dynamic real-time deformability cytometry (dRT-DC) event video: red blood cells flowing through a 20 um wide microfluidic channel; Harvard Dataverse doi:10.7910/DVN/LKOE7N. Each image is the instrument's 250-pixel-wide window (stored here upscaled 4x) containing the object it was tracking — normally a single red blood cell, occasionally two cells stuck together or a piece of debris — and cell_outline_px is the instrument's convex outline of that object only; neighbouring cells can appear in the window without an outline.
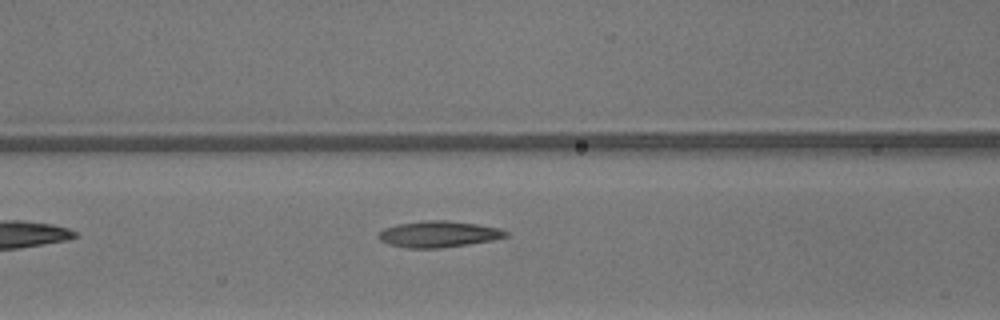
{"species": "common noctule bat (a hibernating species)", "species_latin": "Nyctalus noctula", "temperature_condition": "warm", "stored_images_in_passage": 18, "camera_frame_rate_fps": 3000, "um_per_image_px": 0.085, "animal": {"sex": "male", "body_mass_g": 13.3}, "frame": {"image": 1, "passage_image": 5, "time_ms": 1.333, "image_size_px": [1000, 320], "cell_outline_px": [[508, 236], [492, 240], [468, 244], [440, 248], [404, 248], [388, 244], [380, 240], [376, 236], [384, 228], [400, 224], [424, 220], [448, 220], [476, 224], [500, 228], [508, 232]], "centroid_in_image_um": [37.26, 19.9], "position_along_channel_um": 129.3, "area_um2": 19.48}}
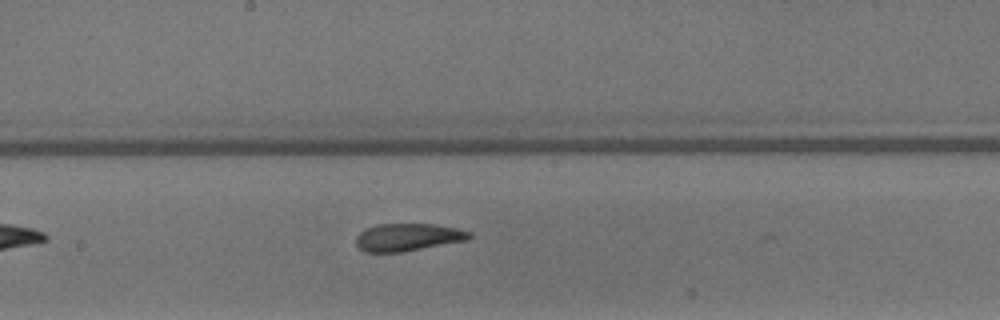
{"frame": {"image": 2, "passage_image": 11, "time_ms": 3.333, "image_size_px": [1000, 320], "cell_outline_px": [[472, 236], [468, 240], [404, 252], [364, 252], [356, 244], [356, 236], [360, 232], [376, 224], [436, 224], [456, 228], [472, 232]], "centroid_in_image_um": [34.69, 20.16], "position_along_channel_um": 213.5, "area_um2": 18.32}}
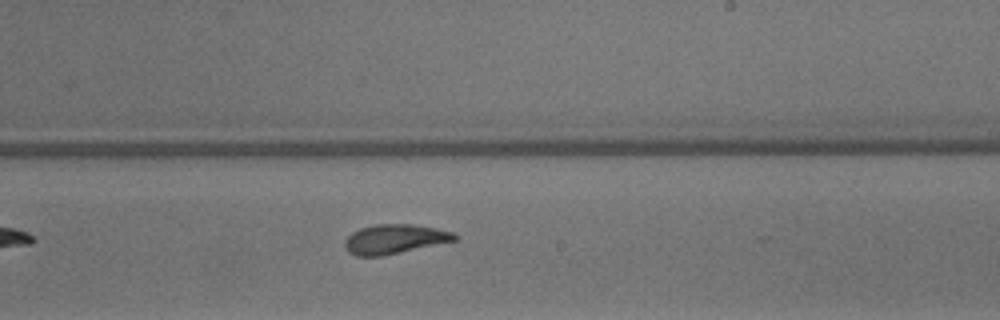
{"frame": {"image": 3, "passage_image": 14, "time_ms": 4.333, "image_size_px": [1000, 320], "cell_outline_px": [[460, 240], [384, 256], [356, 256], [348, 252], [344, 248], [344, 240], [352, 232], [360, 228], [376, 224], [412, 224], [436, 228], [452, 232], [460, 236]], "centroid_in_image_um": [33.57, 20.33], "position_along_channel_um": 255.4, "area_um2": 19.25}}